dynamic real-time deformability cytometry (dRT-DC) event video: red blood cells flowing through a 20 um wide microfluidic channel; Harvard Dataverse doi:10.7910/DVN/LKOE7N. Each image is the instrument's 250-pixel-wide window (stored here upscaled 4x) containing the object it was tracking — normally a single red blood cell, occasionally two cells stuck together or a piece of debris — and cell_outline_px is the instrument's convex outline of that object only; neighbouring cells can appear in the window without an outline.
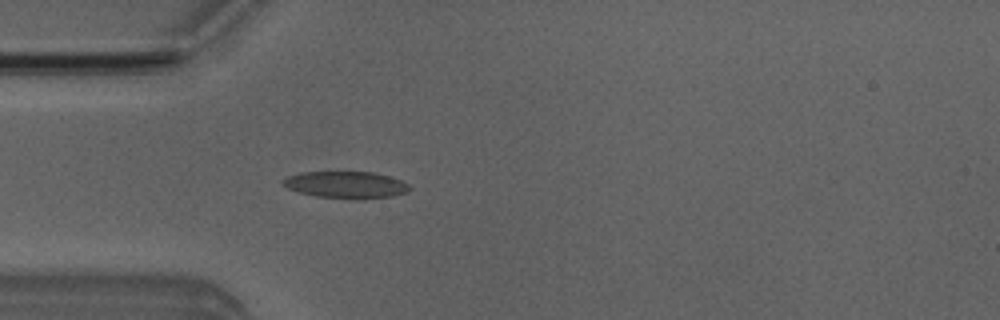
{"species": "Egyptian fruit bat (a non-hibernating species)", "species_latin": "Rousettus aegyptiacus", "temperature_condition": "room temperature", "stored_images_in_passage": 4, "camera_frame_rate_fps": 3000, "um_per_image_px": 0.085, "animal": {"sex": "male"}, "frame": {"image": 1, "passage_image": 4, "time_ms": 4.333, "image_size_px": [1000, 320], "cell_outline_px": [[412, 188], [408, 192], [392, 196], [364, 200], [356, 200], [316, 196], [300, 192], [288, 188], [280, 184], [280, 180], [288, 176], [304, 172], [372, 172], [388, 176], [400, 180], [408, 184]], "centroid_in_image_um": [29.42, 15.72], "position_along_channel_um": 55.6, "area_um2": 20.06}}